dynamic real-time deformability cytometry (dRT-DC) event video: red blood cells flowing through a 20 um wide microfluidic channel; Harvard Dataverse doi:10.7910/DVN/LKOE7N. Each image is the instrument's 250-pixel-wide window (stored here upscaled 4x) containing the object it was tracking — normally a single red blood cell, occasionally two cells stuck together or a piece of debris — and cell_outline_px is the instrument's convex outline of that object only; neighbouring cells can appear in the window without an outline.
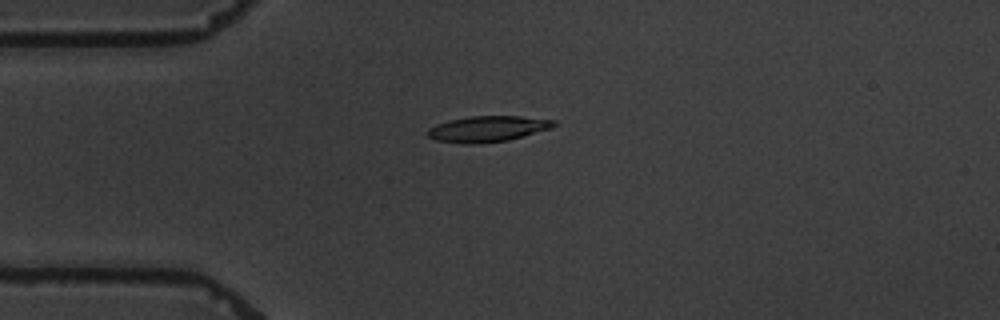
{"species": "common noctule bat (a hibernating species)", "species_latin": "Nyctalus noctula", "temperature_condition": "warm", "stored_images_in_passage": 6, "camera_frame_rate_fps": 3000, "um_per_image_px": 0.085, "animal": {"sex": "male", "body_mass_g": 19.5, "forearm_length_mm": 54.6}, "frame": {"image": 1, "passage_image": 3, "time_ms": 2.333, "image_size_px": [1000, 320], "cell_outline_px": [[556, 124], [552, 128], [508, 140], [476, 144], [464, 144], [436, 140], [428, 136], [428, 128], [436, 124], [448, 120], [468, 116], [520, 116], [556, 120]], "centroid_in_image_um": [41.44, 10.95], "position_along_channel_um": 43.6, "area_um2": 19.07}}
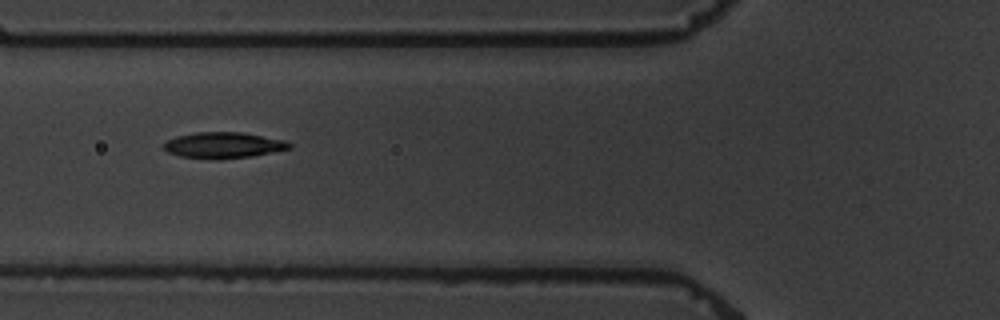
{"frame": {"image": 2, "passage_image": 5, "time_ms": 4.667, "image_size_px": [1000, 320], "cell_outline_px": [[292, 148], [252, 156], [216, 160], [180, 156], [168, 152], [164, 148], [164, 144], [168, 140], [176, 136], [196, 132], [240, 132], [284, 140], [292, 144]], "centroid_in_image_um": [18.99, 12.35], "position_along_channel_um": 106.8, "area_um2": 18.96}}
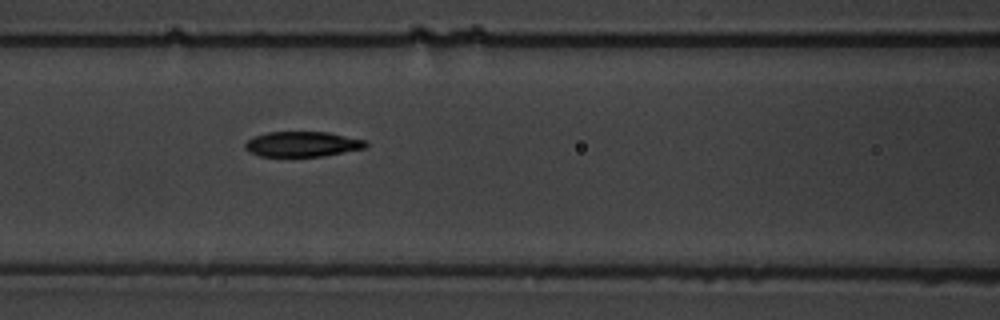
{"frame": {"image": 3, "passage_image": 6, "time_ms": 5.667, "image_size_px": [1000, 320], "cell_outline_px": [[368, 148], [324, 156], [260, 156], [248, 152], [244, 148], [244, 144], [252, 136], [268, 132], [328, 132], [368, 140]], "centroid_in_image_um": [25.74, 12.25], "position_along_channel_um": 140.9, "area_um2": 18.03}}